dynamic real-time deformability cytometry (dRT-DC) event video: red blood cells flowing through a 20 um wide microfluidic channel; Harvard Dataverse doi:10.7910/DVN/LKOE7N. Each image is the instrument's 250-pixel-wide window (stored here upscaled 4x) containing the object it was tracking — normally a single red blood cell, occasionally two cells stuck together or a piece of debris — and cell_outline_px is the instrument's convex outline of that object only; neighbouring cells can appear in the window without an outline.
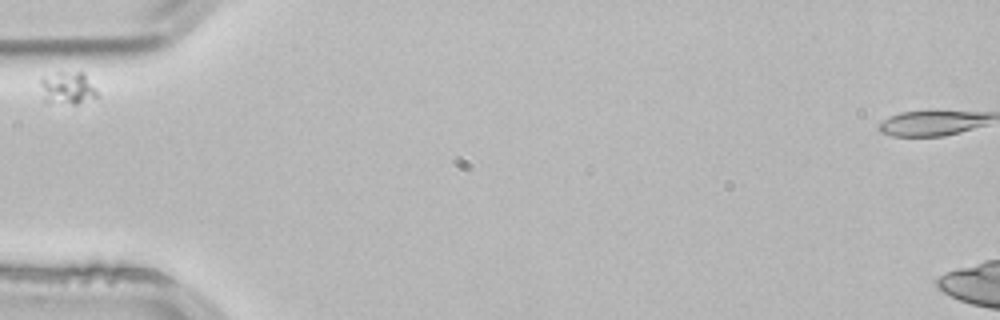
{"species": "common noctule bat (a hibernating species)", "species_latin": "Nyctalus noctula", "temperature_condition": "room temperature", "stored_images_in_passage": 2, "camera_frame_rate_fps": 3000, "um_per_image_px": 0.085, "animal": {"sex": "male", "body_mass_g": 21.5, "forearm_length_mm": 52.0}, "frame": {"image": 1, "passage_image": 1, "time_ms": 0.0, "image_size_px": [1000, 320], "cell_outline_px": [[96, 96], [76, 104], [72, 104], [44, 100], [40, 84], [40, 76], [56, 72], [84, 72], [96, 92]], "centroid_in_image_um": [5.68, 7.44], "position_along_channel_um": 79.3, "area_um2": 10.52}}